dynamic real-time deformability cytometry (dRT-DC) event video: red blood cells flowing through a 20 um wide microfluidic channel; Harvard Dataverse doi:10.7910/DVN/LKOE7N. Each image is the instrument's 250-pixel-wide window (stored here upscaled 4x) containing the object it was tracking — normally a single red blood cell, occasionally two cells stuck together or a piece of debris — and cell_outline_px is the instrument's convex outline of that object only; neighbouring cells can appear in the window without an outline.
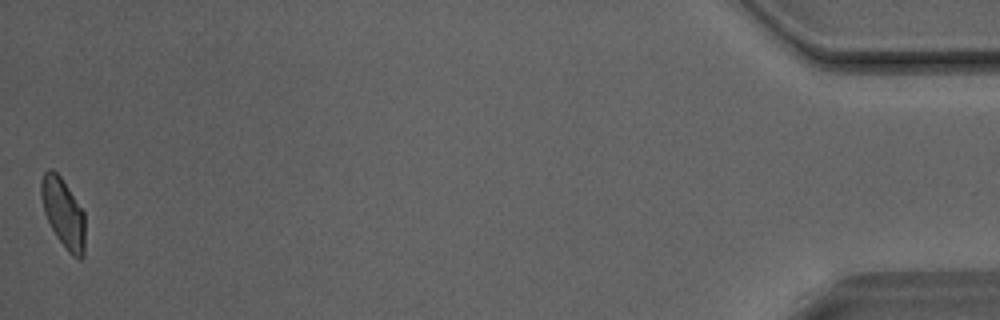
{"species": "Egyptian fruit bat (a non-hibernating species)", "species_latin": "Rousettus aegyptiacus", "temperature_condition": "room temperature", "stored_images_in_passage": 40, "camera_frame_rate_fps": 3000, "um_per_image_px": 0.085, "animal": {"sex": "male"}, "frame": {"image": 1, "passage_image": 40, "time_ms": 13.0, "image_size_px": [1000, 320], "cell_outline_px": [[84, 256], [80, 260], [72, 256], [68, 252], [56, 236], [44, 212], [40, 196], [40, 184], [44, 172], [48, 168], [52, 168], [60, 176], [84, 212]], "centroid_in_image_um": [5.37, 18.11], "position_along_channel_um": 429.8, "area_um2": 17.69}}